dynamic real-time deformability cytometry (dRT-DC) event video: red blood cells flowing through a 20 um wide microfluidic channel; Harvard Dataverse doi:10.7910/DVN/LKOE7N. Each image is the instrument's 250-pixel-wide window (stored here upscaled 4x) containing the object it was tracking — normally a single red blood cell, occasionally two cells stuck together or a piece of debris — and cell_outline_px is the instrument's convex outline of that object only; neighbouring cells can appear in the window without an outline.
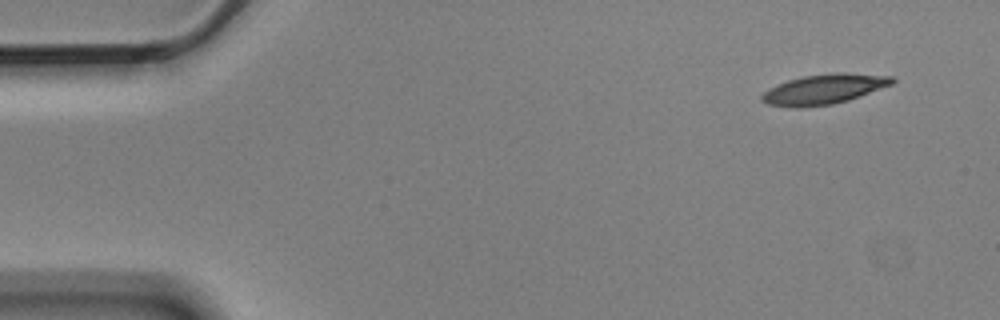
{"species": "Egyptian fruit bat (a non-hibernating species)", "species_latin": "Rousettus aegyptiacus", "temperature_condition": "cold", "stored_images_in_passage": 14, "camera_frame_rate_fps": 3000, "um_per_image_px": 0.085, "animal": {"sex": "male"}, "frame": {"image": 1, "passage_image": 1, "time_ms": 0.0, "image_size_px": [1000, 320], "cell_outline_px": [[896, 80], [892, 84], [848, 100], [832, 104], [796, 108], [768, 104], [760, 100], [760, 96], [768, 88], [788, 80], [804, 76], [844, 72], [892, 76]], "centroid_in_image_um": [70.02, 7.58], "position_along_channel_um": 15.0, "area_um2": 22.54}}
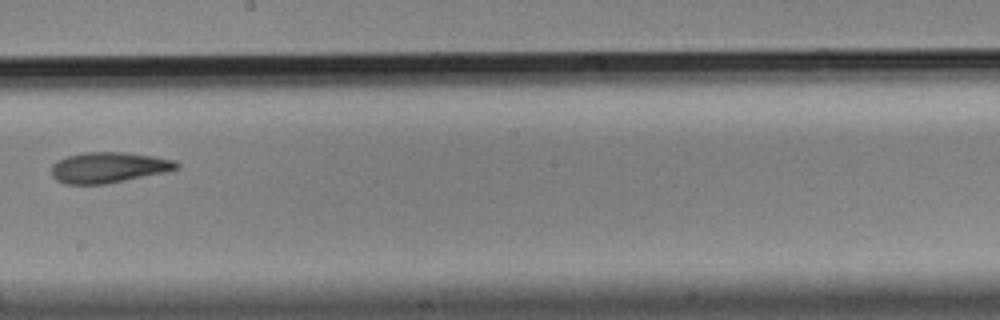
{"frame": {"image": 2, "passage_image": 8, "time_ms": 2.333, "image_size_px": [1000, 320], "cell_outline_px": [[180, 168], [164, 172], [104, 184], [64, 184], [56, 180], [52, 176], [52, 164], [56, 160], [64, 156], [84, 152], [124, 152], [156, 156], [176, 160], [180, 164]], "centroid_in_image_um": [9.21, 14.22], "position_along_channel_um": 239.0, "area_um2": 22.54}}
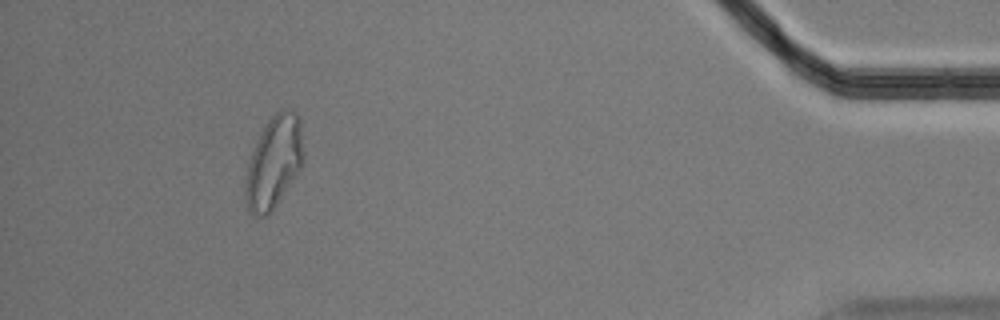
{"frame": {"image": 3, "passage_image": 13, "time_ms": 4.0, "image_size_px": [1000, 320], "cell_outline_px": [[300, 168], [268, 216], [252, 216], [248, 212], [244, 200], [244, 184], [248, 160], [268, 120], [280, 108], [292, 108], [300, 116]], "centroid_in_image_um": [23.2, 13.81], "position_along_channel_um": 412.0, "area_um2": 30.58}}